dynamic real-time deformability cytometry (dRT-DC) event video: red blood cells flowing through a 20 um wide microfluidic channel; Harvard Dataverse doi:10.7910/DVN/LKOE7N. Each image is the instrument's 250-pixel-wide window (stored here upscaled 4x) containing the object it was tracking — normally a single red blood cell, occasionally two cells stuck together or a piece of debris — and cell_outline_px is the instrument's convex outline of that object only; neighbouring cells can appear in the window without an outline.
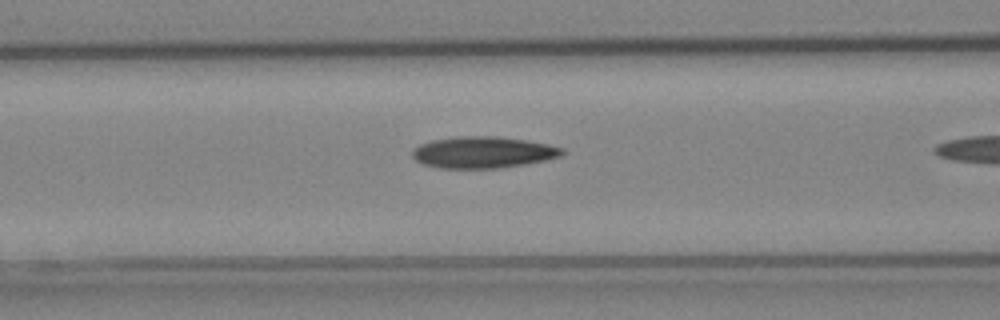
{"species": "Egyptian fruit bat (a non-hibernating species)", "species_latin": "Rousettus aegyptiacus", "temperature_condition": "cold", "stored_images_in_passage": 22, "camera_frame_rate_fps": 3000, "um_per_image_px": 0.085, "animal": {"sex": "female"}, "frame": {"image": 1, "passage_image": 18, "time_ms": 5.667, "image_size_px": [1000, 320], "cell_outline_px": [[564, 152], [560, 156], [544, 160], [524, 164], [496, 168], [436, 168], [424, 164], [416, 160], [412, 156], [412, 148], [420, 144], [432, 140], [456, 136], [496, 136], [524, 140], [548, 144], [564, 148]], "centroid_in_image_um": [41.01, 12.94], "position_along_channel_um": 125.6, "area_um2": 27.46}}